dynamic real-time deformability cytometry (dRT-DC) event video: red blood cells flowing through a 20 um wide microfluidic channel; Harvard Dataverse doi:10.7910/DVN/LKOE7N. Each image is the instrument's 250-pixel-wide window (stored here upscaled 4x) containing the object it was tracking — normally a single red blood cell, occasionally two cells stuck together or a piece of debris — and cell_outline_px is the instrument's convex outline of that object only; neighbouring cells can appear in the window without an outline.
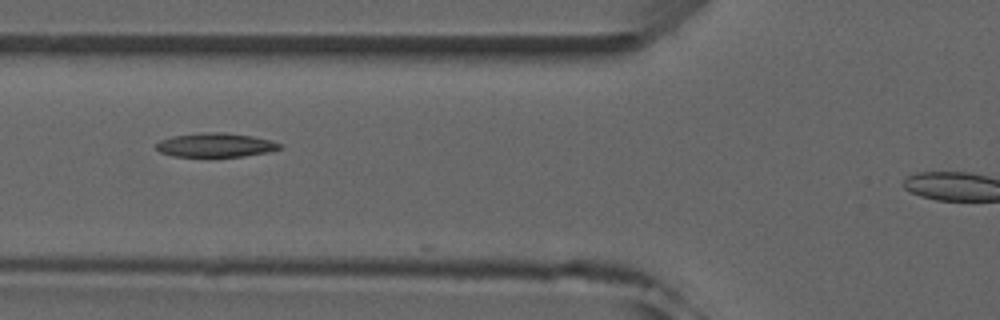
{"species": "common noctule bat (a hibernating species)", "species_latin": "Nyctalus noctula", "temperature_condition": "room temperature", "stored_images_in_passage": 6, "camera_frame_rate_fps": 3000, "um_per_image_px": 0.085, "animal": {"sex": "male", "forearm_length_mm": 52.5}, "frame": {"image": 1, "passage_image": 3, "time_ms": 2.333, "image_size_px": [1000, 320], "cell_outline_px": [[284, 148], [268, 152], [244, 156], [172, 156], [160, 152], [156, 148], [156, 144], [160, 140], [172, 136], [200, 132], [224, 132], [252, 136], [272, 140], [284, 144]], "centroid_in_image_um": [18.37, 12.32], "position_along_channel_um": 107.4, "area_um2": 17.46}}